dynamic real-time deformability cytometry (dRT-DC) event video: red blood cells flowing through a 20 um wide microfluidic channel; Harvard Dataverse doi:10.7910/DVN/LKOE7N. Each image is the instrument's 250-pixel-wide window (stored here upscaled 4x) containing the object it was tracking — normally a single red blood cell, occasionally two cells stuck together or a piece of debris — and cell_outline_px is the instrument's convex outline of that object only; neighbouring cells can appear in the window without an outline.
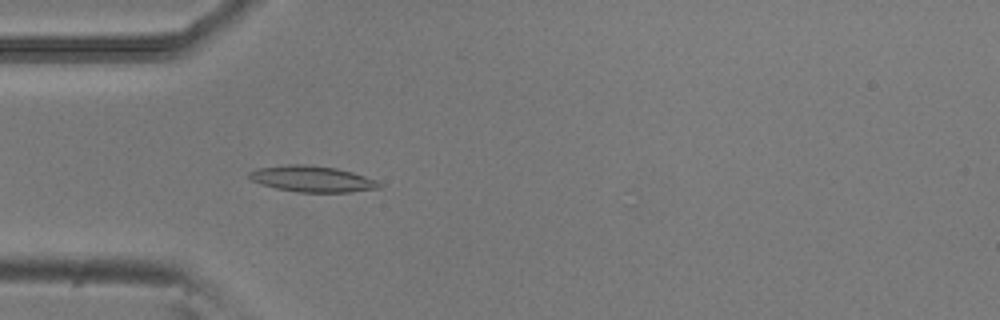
{"species": "common noctule bat (a hibernating species)", "species_latin": "Nyctalus noctula", "temperature_condition": "room temperature", "stored_images_in_passage": 3, "camera_frame_rate_fps": 3000, "um_per_image_px": 0.085, "animal": {"sex": "male", "body_mass_g": 20.5, "forearm_length_mm": 52.5}, "frame": {"image": 1, "passage_image": 3, "time_ms": 0.667, "image_size_px": [1000, 320], "cell_outline_px": [[384, 184], [380, 188], [352, 192], [296, 192], [276, 188], [260, 184], [252, 180], [248, 176], [248, 172], [256, 168], [288, 164], [304, 164], [336, 168], [352, 172], [376, 180]], "centroid_in_image_um": [26.53, 15.21], "position_along_channel_um": 58.5, "area_um2": 19.88}}